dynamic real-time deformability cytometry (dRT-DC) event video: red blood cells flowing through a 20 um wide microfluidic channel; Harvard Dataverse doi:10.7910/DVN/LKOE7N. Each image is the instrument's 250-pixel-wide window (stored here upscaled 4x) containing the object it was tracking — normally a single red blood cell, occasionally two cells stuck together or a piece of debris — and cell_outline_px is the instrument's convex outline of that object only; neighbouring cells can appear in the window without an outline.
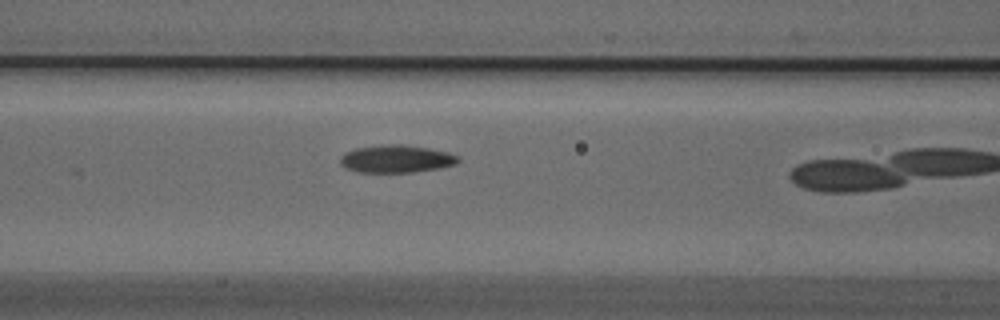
{"species": "Egyptian fruit bat (a non-hibernating species)", "species_latin": "Rousettus aegyptiacus", "temperature_condition": "cold", "stored_images_in_passage": 9, "camera_frame_rate_fps": 3000, "um_per_image_px": 0.085, "animal": {"sex": "male"}, "frame": {"image": 1, "passage_image": 8, "time_ms": 2.333, "image_size_px": [1000, 320], "cell_outline_px": [[460, 160], [456, 164], [440, 168], [412, 172], [360, 172], [348, 168], [340, 164], [340, 156], [344, 152], [356, 148], [388, 144], [400, 144], [428, 148], [448, 152], [456, 156]], "centroid_in_image_um": [33.68, 13.5], "position_along_channel_um": 132.9, "area_um2": 18.84}}